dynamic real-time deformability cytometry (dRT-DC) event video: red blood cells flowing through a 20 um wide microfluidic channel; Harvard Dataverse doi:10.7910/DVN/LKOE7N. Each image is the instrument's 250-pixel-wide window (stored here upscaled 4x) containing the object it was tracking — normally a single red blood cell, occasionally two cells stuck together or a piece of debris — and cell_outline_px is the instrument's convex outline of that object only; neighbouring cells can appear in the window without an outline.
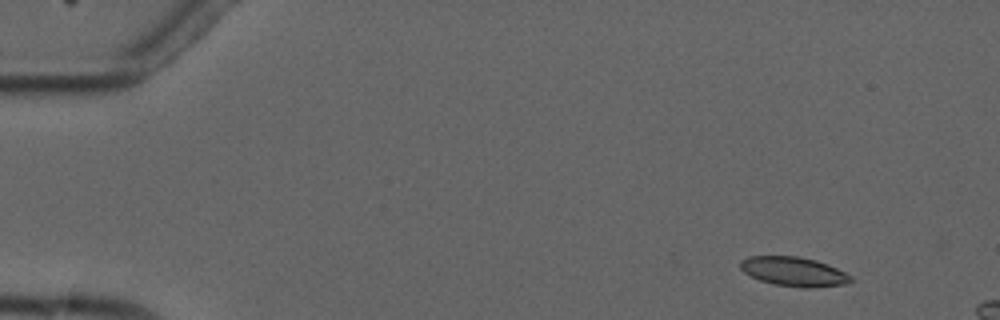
{"species": "common noctule bat (a hibernating species)", "species_latin": "Nyctalus noctula", "temperature_condition": "cold", "stored_images_in_passage": 5, "camera_frame_rate_fps": 3000, "um_per_image_px": 0.085, "animal": {"sex": "male", "forearm_length_mm": 52.5}, "frame": {"image": 1, "passage_image": 2, "time_ms": 1.333, "image_size_px": [1000, 320], "cell_outline_px": [[856, 280], [844, 284], [812, 288], [804, 288], [772, 284], [760, 280], [744, 272], [740, 268], [740, 260], [748, 256], [800, 256], [816, 260], [828, 264], [852, 276]], "centroid_in_image_um": [67.49, 23.08], "position_along_channel_um": 17.5, "area_um2": 19.02}}